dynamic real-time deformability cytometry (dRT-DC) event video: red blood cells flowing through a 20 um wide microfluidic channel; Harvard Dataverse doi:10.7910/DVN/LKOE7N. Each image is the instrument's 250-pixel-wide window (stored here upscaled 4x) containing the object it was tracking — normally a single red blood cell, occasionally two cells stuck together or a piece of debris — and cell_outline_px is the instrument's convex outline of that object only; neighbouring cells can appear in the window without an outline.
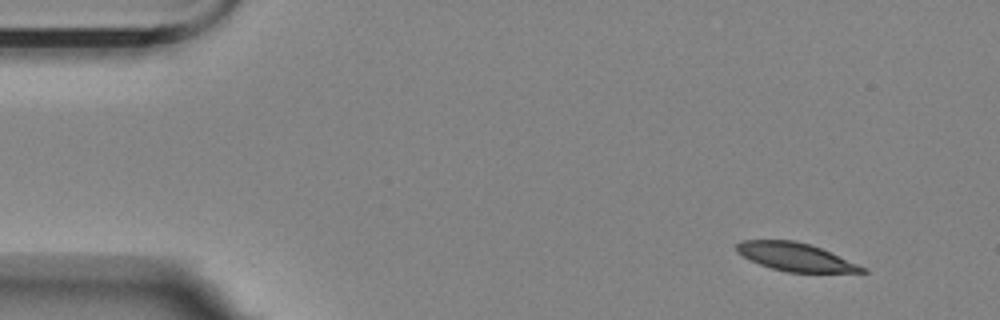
{"species": "Egyptian fruit bat (a non-hibernating species)", "species_latin": "Rousettus aegyptiacus", "temperature_condition": "room temperature", "stored_images_in_passage": 53, "camera_frame_rate_fps": 3000, "um_per_image_px": 0.085, "animal": {"sex": "female"}, "frame": {"image": 1, "passage_image": 1, "time_ms": 0.0, "image_size_px": [1000, 320], "cell_outline_px": [[868, 272], [788, 272], [772, 268], [748, 260], [736, 252], [736, 244], [740, 240], [796, 240], [812, 244], [868, 268]], "centroid_in_image_um": [67.6, 21.83], "position_along_channel_um": 17.4, "area_um2": 20.75}}
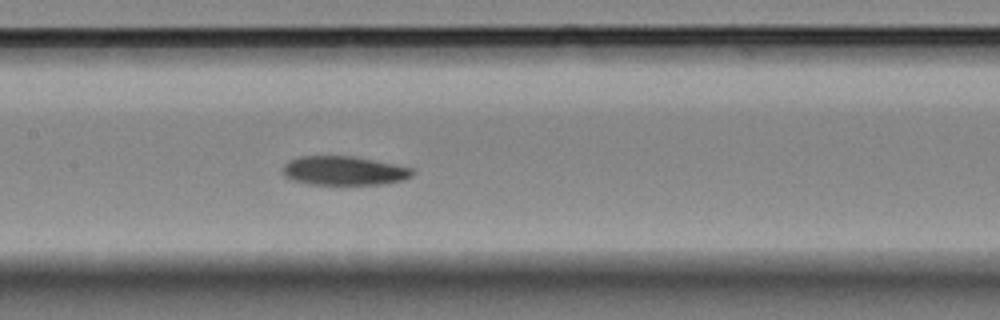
{"frame": {"image": 2, "passage_image": 23, "time_ms": 7.333, "image_size_px": [1000, 320], "cell_outline_px": [[416, 172], [412, 176], [404, 180], [384, 184], [312, 184], [292, 180], [284, 176], [284, 164], [288, 160], [300, 156], [356, 156], [412, 168]], "centroid_in_image_um": [29.26, 14.5], "position_along_channel_um": 178.1, "area_um2": 21.96}}
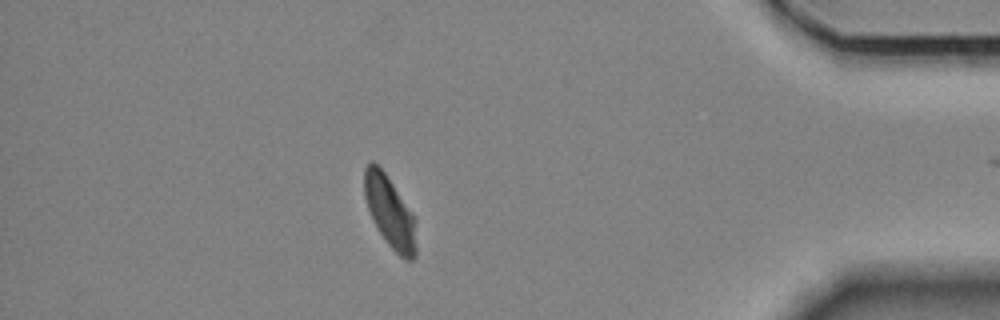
{"frame": {"image": 3, "passage_image": 46, "time_ms": 15.0, "image_size_px": [1000, 320], "cell_outline_px": [[416, 256], [412, 260], [408, 260], [400, 256], [388, 244], [372, 220], [364, 196], [364, 168], [372, 160], [384, 172], [416, 216]], "centroid_in_image_um": [33.16, 18.02], "position_along_channel_um": 402.0, "area_um2": 21.68}, "authors_computed_cell_mechanics": {"area_um2": 22.6576, "velocity_mm_per_s": 3.464, "shape_relaxation_time_tau1_ms": 9.1093, "shape_relaxation_time_tau2_ms": null, "deformation_change_tau1": 0.1892, "deformation_change_tau2": null}}